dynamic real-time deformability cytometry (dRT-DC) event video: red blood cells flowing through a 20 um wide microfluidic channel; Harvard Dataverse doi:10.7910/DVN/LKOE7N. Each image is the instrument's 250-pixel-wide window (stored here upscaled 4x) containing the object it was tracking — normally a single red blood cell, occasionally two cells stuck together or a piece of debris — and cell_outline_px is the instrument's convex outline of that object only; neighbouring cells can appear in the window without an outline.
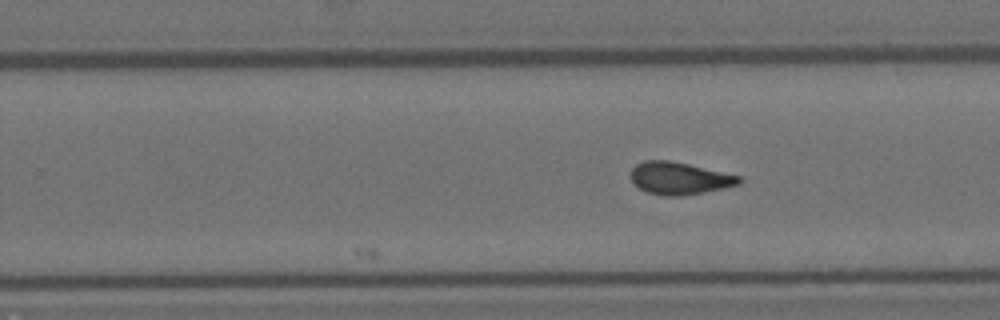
{"species": "Egyptian fruit bat (a non-hibernating species)", "species_latin": "Rousettus aegyptiacus", "temperature_condition": "room temperature", "stored_images_in_passage": 34, "camera_frame_rate_fps": 3000, "um_per_image_px": 0.085, "animal": {"sex": "female"}, "frame": {"image": 1, "passage_image": 34, "time_ms": 11.0, "image_size_px": [1000, 320], "cell_outline_px": [[744, 180], [740, 184], [724, 188], [704, 192], [680, 196], [664, 196], [648, 192], [632, 184], [628, 176], [632, 168], [636, 164], [644, 160], [668, 160], [688, 164], [740, 176]], "centroid_in_image_um": [57.71, 15.15], "position_along_channel_um": 272.1, "area_um2": 20.58}}